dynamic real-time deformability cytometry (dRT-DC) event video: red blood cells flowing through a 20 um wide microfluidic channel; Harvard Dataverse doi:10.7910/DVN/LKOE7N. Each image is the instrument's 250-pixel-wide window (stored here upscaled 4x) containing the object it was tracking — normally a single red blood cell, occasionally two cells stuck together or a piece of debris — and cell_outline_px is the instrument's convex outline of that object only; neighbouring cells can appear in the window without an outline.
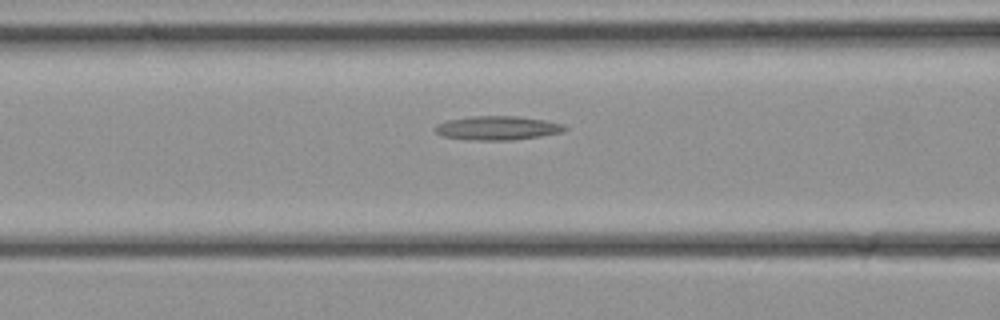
{"species": "common noctule bat (a hibernating species)", "species_latin": "Nyctalus noctula", "temperature_condition": "cold", "stored_images_in_passage": 23, "segment_of_instrument_passage": [1, 2], "camera_frame_rate_fps": 3000, "um_per_image_px": 0.085, "animal": {"sex": "female", "body_mass_g": 21.9}, "frame": {"image": 1, "passage_image": 9, "time_ms": 2.667, "image_size_px": [1000, 320], "cell_outline_px": [[568, 128], [564, 132], [540, 136], [512, 140], [472, 140], [440, 136], [432, 128], [436, 124], [448, 120], [472, 116], [516, 116], [544, 120], [564, 124]], "centroid_in_image_um": [42.27, 10.88], "position_along_channel_um": 124.3, "area_um2": 18.21}}
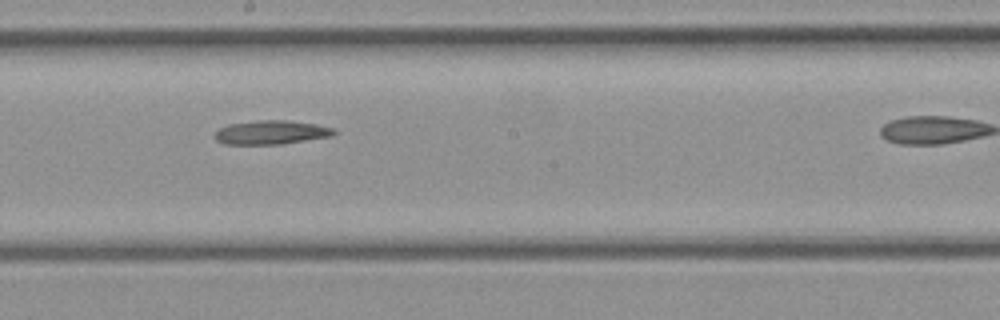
{"frame": {"image": 2, "passage_image": 14, "time_ms": 4.333, "image_size_px": [1000, 320], "cell_outline_px": [[336, 132], [332, 136], [280, 144], [224, 144], [216, 140], [216, 132], [220, 128], [228, 124], [256, 120], [288, 120], [316, 124], [332, 128]], "centroid_in_image_um": [23.04, 11.24], "position_along_channel_um": 225.2, "area_um2": 16.47}}
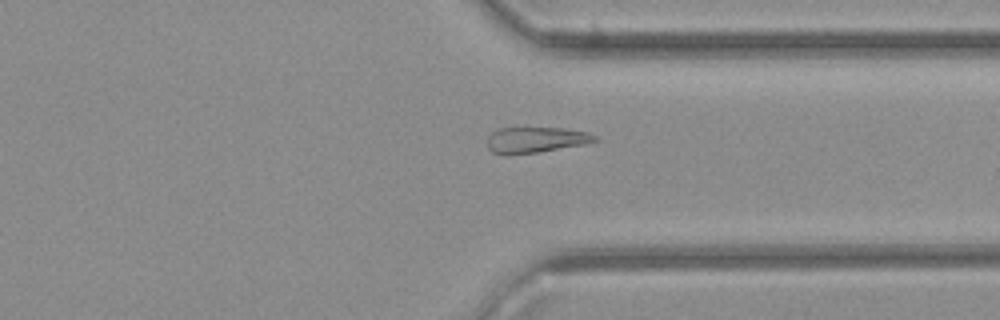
{"frame": {"image": 3, "passage_image": 21, "time_ms": 6.667, "image_size_px": [1000, 320], "cell_outline_px": [[600, 140], [584, 144], [540, 152], [492, 152], [488, 148], [488, 136], [492, 132], [500, 128], [564, 128], [588, 132], [596, 136]], "centroid_in_image_um": [45.62, 11.85], "position_along_channel_um": 365.8, "area_um2": 15.66}}